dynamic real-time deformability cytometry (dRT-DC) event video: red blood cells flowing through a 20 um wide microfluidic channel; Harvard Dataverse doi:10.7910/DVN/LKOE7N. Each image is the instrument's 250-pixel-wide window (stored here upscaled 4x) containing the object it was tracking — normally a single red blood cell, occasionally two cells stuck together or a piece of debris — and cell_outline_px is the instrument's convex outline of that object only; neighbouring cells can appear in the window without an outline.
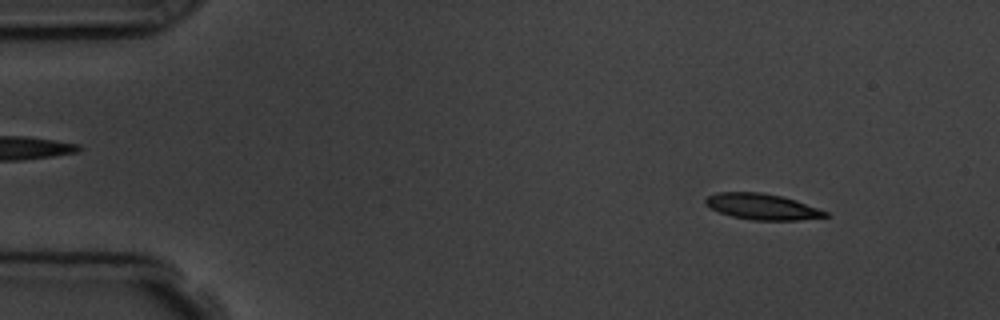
{"species": "common noctule bat (a hibernating species)", "species_latin": "Nyctalus noctula", "temperature_condition": "room temperature", "stored_images_in_passage": 4, "camera_frame_rate_fps": 3000, "um_per_image_px": 0.085, "animal": {"sex": "male", "body_mass_g": 19.5, "forearm_length_mm": 54.6}, "frame": {"image": 1, "passage_image": 2, "time_ms": 2.0, "image_size_px": [1000, 320], "cell_outline_px": [[832, 216], [800, 220], [752, 220], [732, 216], [720, 212], [704, 204], [704, 200], [708, 196], [716, 192], [760, 192], [780, 196], [796, 200], [828, 212]], "centroid_in_image_um": [64.8, 17.57], "position_along_channel_um": 20.2, "area_um2": 18.09}}